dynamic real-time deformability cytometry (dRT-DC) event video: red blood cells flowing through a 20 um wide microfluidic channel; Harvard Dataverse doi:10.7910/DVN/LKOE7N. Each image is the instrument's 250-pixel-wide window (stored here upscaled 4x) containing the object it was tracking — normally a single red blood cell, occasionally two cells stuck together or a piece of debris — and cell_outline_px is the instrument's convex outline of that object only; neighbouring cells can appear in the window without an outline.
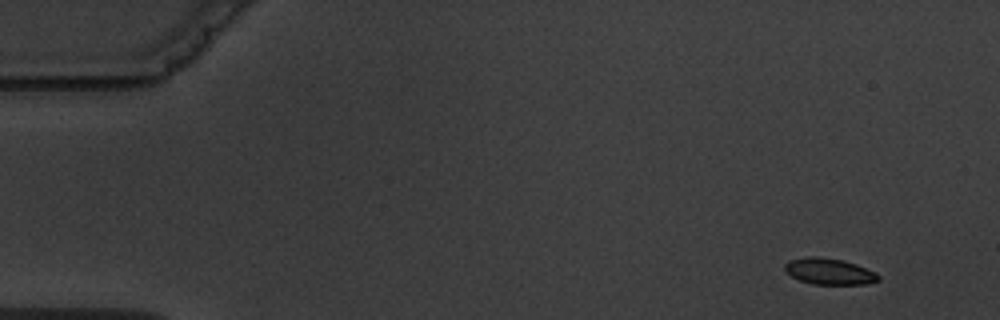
{"species": "common noctule bat (a hibernating species)", "species_latin": "Nyctalus noctula", "temperature_condition": "warm", "stored_images_in_passage": 6, "camera_frame_rate_fps": 3000, "um_per_image_px": 0.085, "animal": {"sex": "male", "body_mass_g": 19.5, "forearm_length_mm": 54.6}, "frame": {"image": 1, "passage_image": 1, "time_ms": 0.0, "image_size_px": [1000, 320], "cell_outline_px": [[880, 280], [864, 284], [812, 284], [800, 280], [784, 272], [784, 264], [788, 260], [808, 256], [820, 256], [844, 260], [856, 264], [876, 272], [880, 276]], "centroid_in_image_um": [70.46, 23.05], "position_along_channel_um": 14.5, "area_um2": 14.51}}
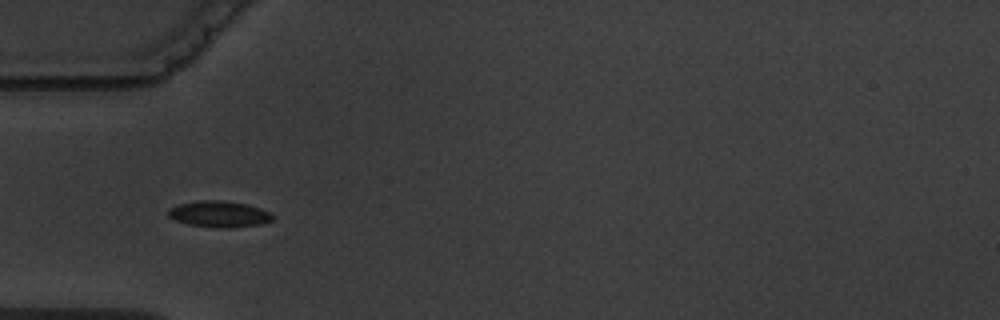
{"frame": {"image": 2, "passage_image": 5, "time_ms": 4.667, "image_size_px": [1000, 320], "cell_outline_px": [[272, 220], [260, 224], [228, 228], [216, 228], [188, 224], [176, 220], [168, 216], [168, 208], [180, 204], [200, 200], [220, 200], [244, 204], [260, 208], [268, 212], [272, 216]], "centroid_in_image_um": [18.59, 18.2], "position_along_channel_um": 66.4, "area_um2": 15.72}}
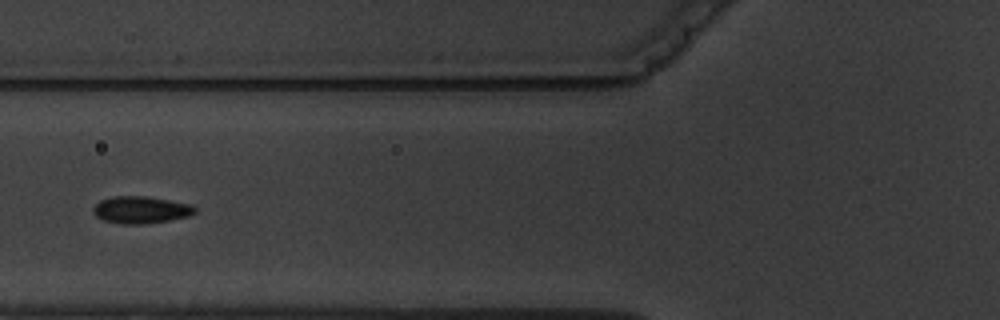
{"frame": {"image": 3, "passage_image": 6, "time_ms": 6.0, "image_size_px": [1000, 320], "cell_outline_px": [[196, 212], [188, 216], [168, 220], [144, 224], [120, 224], [104, 220], [96, 216], [92, 212], [92, 208], [100, 200], [112, 196], [148, 196], [192, 204], [196, 208]], "centroid_in_image_um": [11.96, 17.83], "position_along_channel_um": 113.8, "area_um2": 16.18}}